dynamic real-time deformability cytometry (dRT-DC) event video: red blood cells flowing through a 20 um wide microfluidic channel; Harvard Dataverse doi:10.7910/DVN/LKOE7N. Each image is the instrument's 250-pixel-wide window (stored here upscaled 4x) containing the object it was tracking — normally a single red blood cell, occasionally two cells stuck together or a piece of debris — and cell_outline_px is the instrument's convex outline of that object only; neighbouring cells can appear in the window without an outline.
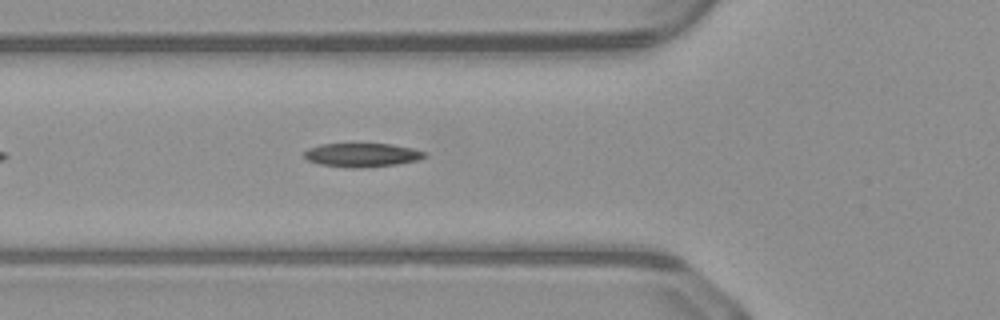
{"species": "common noctule bat (a hibernating species)", "species_latin": "Nyctalus noctula", "temperature_condition": "warm", "stored_images_in_passage": 33, "camera_frame_rate_fps": 3000, "um_per_image_px": 0.085, "animal": {"sex": "male", "body_mass_g": 23.1, "forearm_length_mm": 52.7}, "frame": {"image": 1, "passage_image": 4, "time_ms": 1.0, "image_size_px": [1000, 320], "cell_outline_px": [[428, 156], [420, 160], [396, 164], [356, 168], [348, 168], [320, 164], [308, 160], [304, 156], [304, 152], [308, 148], [320, 144], [392, 144], [412, 148], [424, 152]], "centroid_in_image_um": [30.78, 13.17], "position_along_channel_um": 95.0, "area_um2": 16.65}}
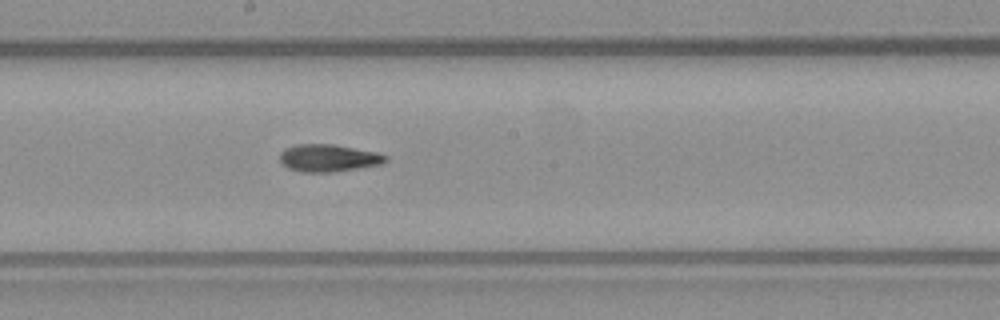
{"frame": {"image": 2, "passage_image": 13, "time_ms": 4.0, "image_size_px": [1000, 320], "cell_outline_px": [[388, 160], [380, 164], [332, 172], [300, 172], [288, 168], [280, 160], [280, 152], [284, 148], [296, 144], [332, 144], [380, 152], [388, 156]], "centroid_in_image_um": [27.92, 13.42], "position_along_channel_um": 220.3, "area_um2": 16.94}}
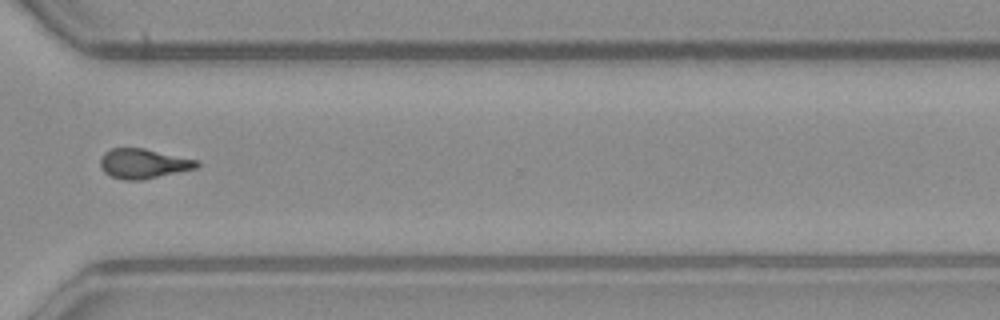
{"frame": {"image": 3, "passage_image": 23, "time_ms": 7.333, "image_size_px": [1000, 320], "cell_outline_px": [[200, 164], [196, 168], [144, 180], [124, 180], [112, 176], [104, 172], [100, 168], [100, 160], [104, 152], [112, 148], [144, 148], [200, 160]], "centroid_in_image_um": [12.2, 13.9], "position_along_channel_um": 358.4, "area_um2": 16.88}, "authors_computed_cell_mechanics": {"area_um2": 16.5886, "velocity_mm_per_s": 4.1515, "shape_relaxation_time_tau1_ms": 6.3792, "shape_relaxation_time_tau2_ms": 4.0149, "deformation_change_tau1": 0.2126, "deformation_change_tau2": 0.1115}}